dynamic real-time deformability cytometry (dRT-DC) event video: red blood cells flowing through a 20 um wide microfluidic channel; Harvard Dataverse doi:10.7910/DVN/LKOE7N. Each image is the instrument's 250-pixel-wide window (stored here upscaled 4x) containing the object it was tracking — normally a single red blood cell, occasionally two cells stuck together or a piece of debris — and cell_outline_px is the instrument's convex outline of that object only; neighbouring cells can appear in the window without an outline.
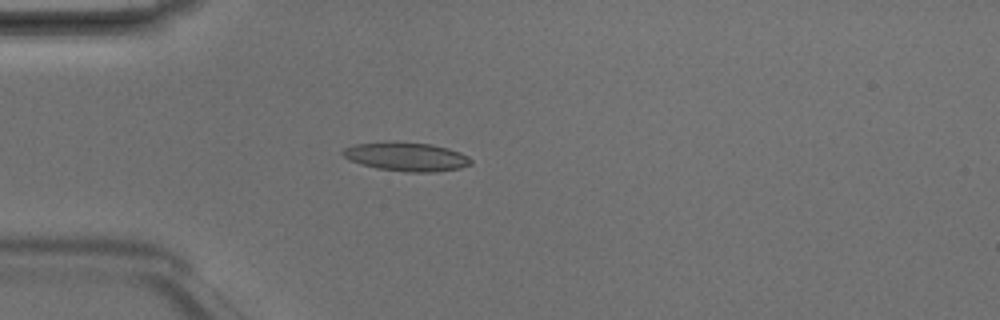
{"species": "Egyptian fruit bat (a non-hibernating species)", "species_latin": "Rousettus aegyptiacus", "temperature_condition": "room temperature", "stored_images_in_passage": 4, "camera_frame_rate_fps": 3000, "um_per_image_px": 0.085, "animal": {"sex": "male"}, "frame": {"image": 1, "passage_image": 4, "time_ms": 1.0, "image_size_px": [1000, 320], "cell_outline_px": [[472, 164], [460, 168], [436, 172], [408, 172], [376, 168], [360, 164], [344, 156], [340, 152], [344, 148], [356, 144], [432, 144], [448, 148], [460, 152], [468, 156], [472, 160]], "centroid_in_image_um": [34.62, 13.36], "position_along_channel_um": 50.4, "area_um2": 20.69}}